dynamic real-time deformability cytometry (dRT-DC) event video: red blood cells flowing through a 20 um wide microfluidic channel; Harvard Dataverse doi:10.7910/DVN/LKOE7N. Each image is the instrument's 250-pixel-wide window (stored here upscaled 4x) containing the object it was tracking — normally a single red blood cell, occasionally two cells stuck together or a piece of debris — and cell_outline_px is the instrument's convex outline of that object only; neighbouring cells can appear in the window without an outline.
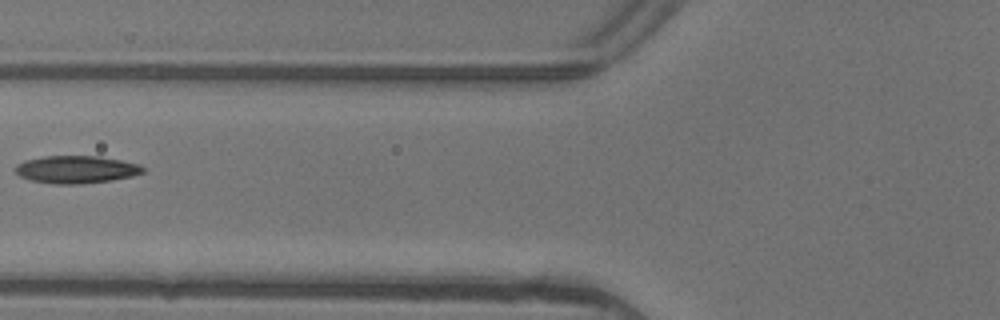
{"species": "common noctule bat (a hibernating species)", "species_latin": "Nyctalus noctula", "temperature_condition": "warm", "stored_images_in_passage": 3, "camera_frame_rate_fps": 3000, "um_per_image_px": 0.085, "animal": {"sex": "female"}, "frame": {"image": 1, "passage_image": 3, "time_ms": 0.667, "image_size_px": [1000, 320], "cell_outline_px": [[144, 172], [132, 176], [112, 180], [80, 184], [56, 184], [32, 180], [20, 176], [16, 172], [16, 164], [28, 160], [44, 156], [100, 156], [140, 164], [144, 168]], "centroid_in_image_um": [6.52, 14.4], "position_along_channel_um": 119.3, "area_um2": 20.35}}